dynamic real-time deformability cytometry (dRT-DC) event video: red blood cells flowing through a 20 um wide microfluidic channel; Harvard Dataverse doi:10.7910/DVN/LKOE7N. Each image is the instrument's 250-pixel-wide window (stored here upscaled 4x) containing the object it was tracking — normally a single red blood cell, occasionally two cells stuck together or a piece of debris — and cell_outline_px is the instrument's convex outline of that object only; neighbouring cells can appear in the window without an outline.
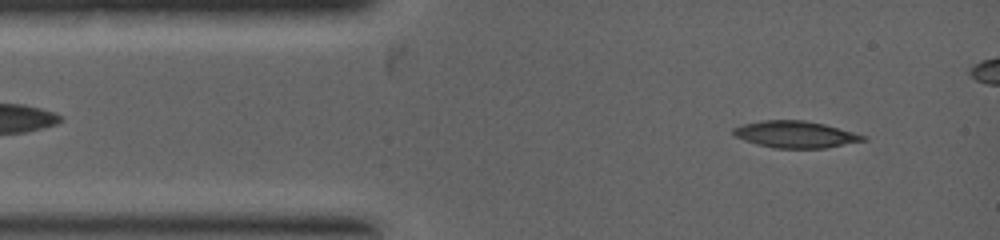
{"species": "common noctule bat (a hibernating species)", "species_latin": "Nyctalus noctula", "temperature_condition": "warm", "stored_images_in_passage": 2, "camera_frame_rate_fps": 5000, "um_per_image_px": 0.085, "animal": {"sex": "female", "body_mass_g": 19.0, "forearm_length_mm": 53.3}, "frame": {"image": 1, "passage_image": 2, "time_ms": 1.0, "image_size_px": [1000, 240], "cell_outline_px": [[868, 140], [824, 148], [776, 148], [756, 144], [744, 140], [736, 136], [732, 132], [732, 128], [740, 124], [764, 120], [804, 120], [824, 124], [868, 136]], "centroid_in_image_um": [67.61, 11.42], "position_along_channel_um": 17.4, "area_um2": 20.29}}